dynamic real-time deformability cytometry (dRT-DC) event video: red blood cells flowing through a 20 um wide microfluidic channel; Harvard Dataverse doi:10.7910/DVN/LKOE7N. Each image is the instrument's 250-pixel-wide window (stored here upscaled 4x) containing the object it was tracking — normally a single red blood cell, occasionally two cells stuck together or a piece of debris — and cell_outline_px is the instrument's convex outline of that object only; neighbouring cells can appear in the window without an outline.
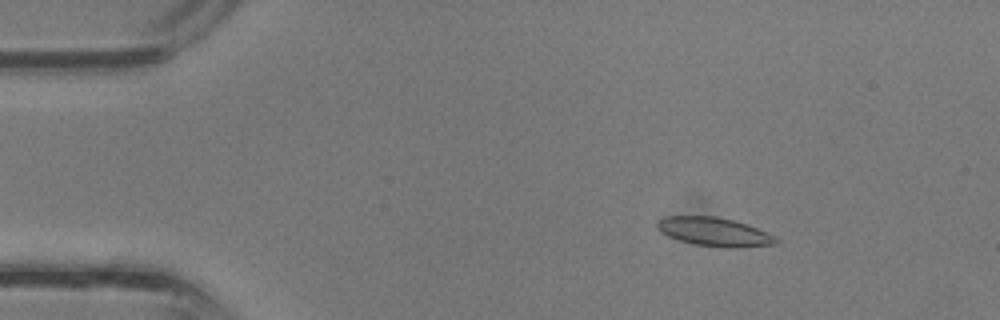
{"species": "common noctule bat (a hibernating species)", "species_latin": "Nyctalus noctula", "temperature_condition": "room temperature", "stored_images_in_passage": 38, "camera_frame_rate_fps": 3000, "um_per_image_px": 0.085, "animal": {"sex": "male", "body_mass_g": 13.3}, "frame": {"image": 1, "passage_image": 6, "time_ms": 1.667, "image_size_px": [1000, 320], "cell_outline_px": [[780, 240], [776, 244], [740, 248], [724, 248], [696, 244], [680, 240], [668, 236], [656, 224], [664, 216], [716, 216], [748, 224], [776, 236]], "centroid_in_image_um": [60.8, 19.71], "position_along_channel_um": 24.2, "area_um2": 19.83}}
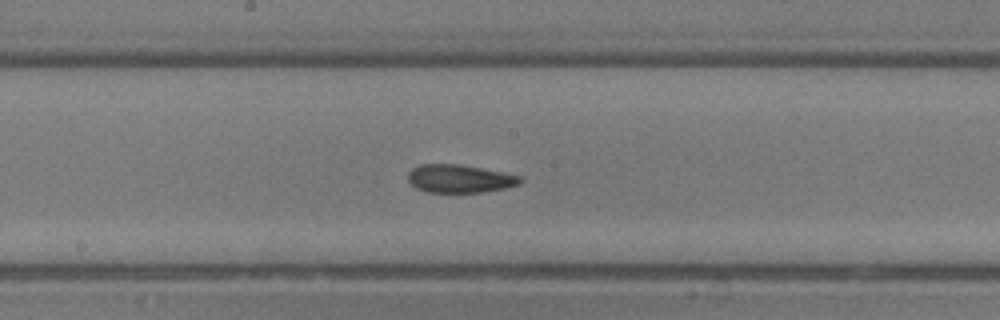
{"frame": {"image": 2, "passage_image": 20, "time_ms": 6.333, "image_size_px": [1000, 320], "cell_outline_px": [[524, 180], [520, 184], [504, 188], [484, 192], [424, 192], [416, 188], [408, 180], [408, 172], [412, 168], [420, 164], [456, 164], [480, 168], [520, 176]], "centroid_in_image_um": [39.04, 15.19], "position_along_channel_um": 209.2, "area_um2": 18.26}}
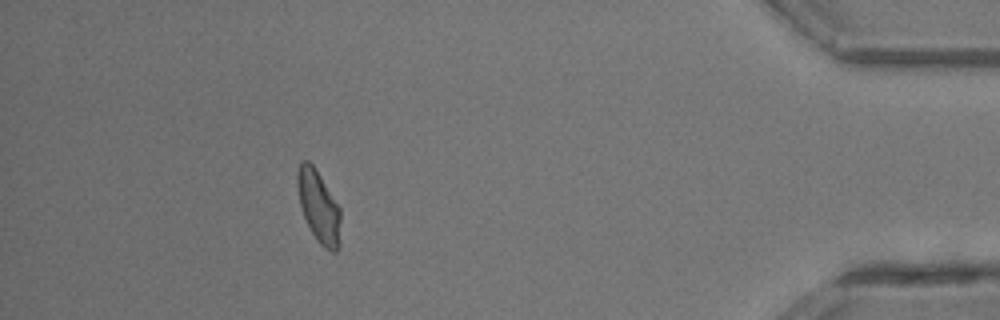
{"frame": {"image": 3, "passage_image": 34, "time_ms": 11.0, "image_size_px": [1000, 320], "cell_outline_px": [[340, 244], [336, 252], [332, 252], [324, 248], [316, 240], [304, 216], [300, 204], [296, 184], [296, 172], [300, 160], [308, 160], [312, 164], [320, 176], [340, 208]], "centroid_in_image_um": [27.07, 17.55], "position_along_channel_um": 408.1, "area_um2": 18.15}}